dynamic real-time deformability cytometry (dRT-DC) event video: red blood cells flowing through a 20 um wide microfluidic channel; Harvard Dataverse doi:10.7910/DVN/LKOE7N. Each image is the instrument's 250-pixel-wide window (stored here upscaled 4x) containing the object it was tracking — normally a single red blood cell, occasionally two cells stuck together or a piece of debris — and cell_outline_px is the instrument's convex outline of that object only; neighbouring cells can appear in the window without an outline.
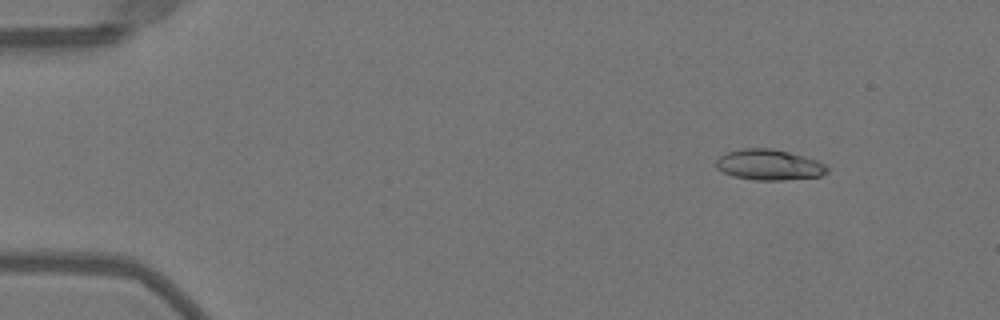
{"species": "Egyptian fruit bat (a non-hibernating species)", "species_latin": "Rousettus aegyptiacus", "temperature_condition": "warm", "stored_images_in_passage": 50, "camera_frame_rate_fps": 3000, "um_per_image_px": 0.085, "animal": {"sex": "female"}, "frame": {"image": 1, "passage_image": 5, "time_ms": 1.333, "image_size_px": [1000, 320], "cell_outline_px": [[828, 172], [820, 176], [780, 180], [756, 180], [732, 176], [716, 168], [716, 160], [720, 156], [728, 152], [744, 148], [768, 148], [788, 152], [804, 156], [816, 160], [824, 164], [828, 168]], "centroid_in_image_um": [65.36, 14.01], "position_along_channel_um": 19.6, "area_um2": 19.65}}
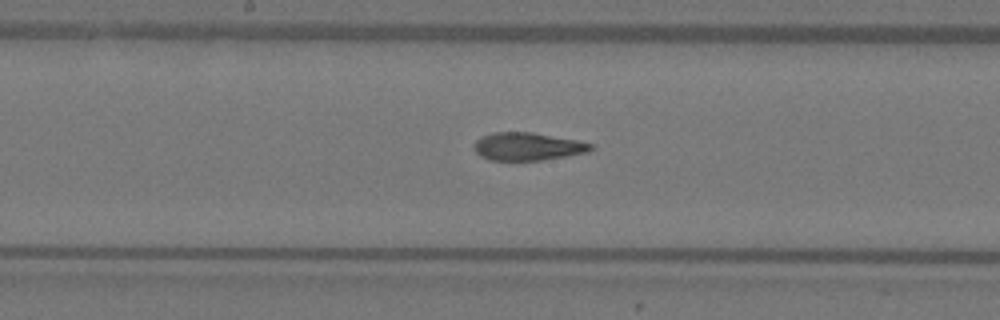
{"frame": {"image": 2, "passage_image": 26, "time_ms": 8.333, "image_size_px": [1000, 320], "cell_outline_px": [[592, 148], [588, 152], [544, 160], [488, 160], [480, 156], [472, 148], [472, 144], [476, 140], [492, 132], [532, 132], [576, 140], [592, 144]], "centroid_in_image_um": [44.79, 12.45], "position_along_channel_um": 203.4, "area_um2": 18.96}}
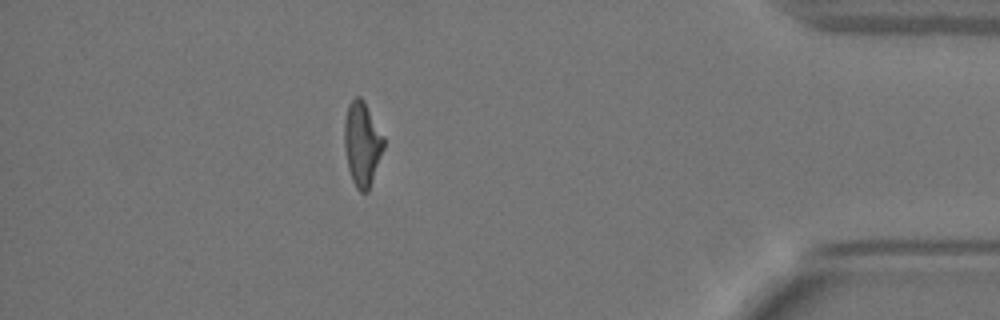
{"frame": {"image": 3, "passage_image": 44, "time_ms": 14.333, "image_size_px": [1000, 320], "cell_outline_px": [[384, 148], [368, 192], [360, 192], [356, 188], [352, 180], [348, 168], [344, 148], [344, 120], [348, 104], [356, 96], [360, 96], [364, 100], [384, 136]], "centroid_in_image_um": [30.77, 12.21], "position_along_channel_um": 404.4, "area_um2": 19.48}, "authors_computed_cell_mechanics": {"area_um2": 19.652, "velocity_mm_per_s": 4.0463, "shape_relaxation_time_tau1_ms": 6.0065, "shape_relaxation_time_tau2_ms": 1.8161, "deformation_change_tau1": 0.2122, "deformation_change_tau2": 0.0965}}